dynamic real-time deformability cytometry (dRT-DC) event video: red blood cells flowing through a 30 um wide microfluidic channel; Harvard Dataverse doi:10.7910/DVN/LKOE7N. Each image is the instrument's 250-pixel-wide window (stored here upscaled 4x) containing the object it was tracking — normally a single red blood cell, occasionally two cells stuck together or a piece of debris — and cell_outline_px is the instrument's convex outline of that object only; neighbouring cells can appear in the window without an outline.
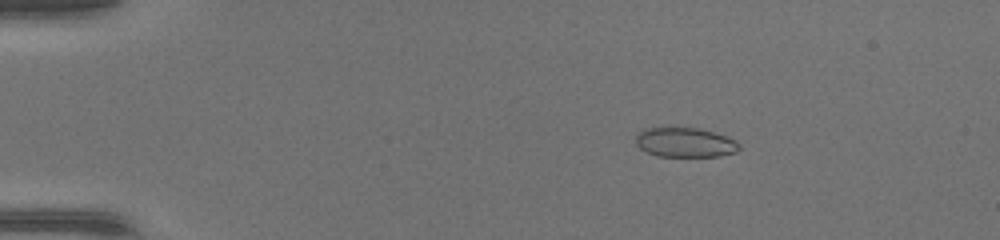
{"species": "common noctule bat (a hibernating species)", "species_latin": "Nyctalus noctula", "temperature_condition": "warm", "stored_images_in_passage": 48, "camera_frame_rate_fps": 3000, "um_per_image_px": 0.085, "animal": {"sex": "female", "body_mass_g": 17.0, "forearm_length_mm": 48.0}, "frame": {"image": 1, "passage_image": 9, "time_ms": 2.667, "image_size_px": [1000, 240], "cell_outline_px": [[740, 148], [736, 152], [720, 156], [656, 156], [640, 148], [636, 144], [636, 136], [644, 128], [696, 128], [712, 132], [736, 140], [740, 144]], "centroid_in_image_um": [58.24, 12.11], "position_along_channel_um": 26.8, "area_um2": 17.63}}
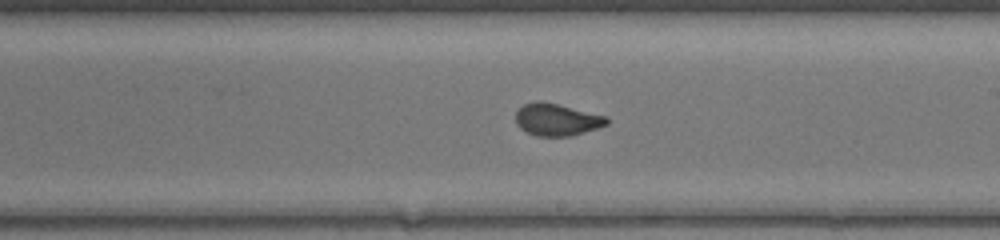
{"frame": {"image": 2, "passage_image": 29, "time_ms": 9.333, "image_size_px": [1000, 240], "cell_outline_px": [[608, 124], [572, 136], [536, 136], [520, 128], [516, 124], [516, 112], [524, 104], [536, 100], [540, 100], [608, 116]], "centroid_in_image_um": [47.32, 10.16], "position_along_channel_um": 241.7, "area_um2": 17.05}}
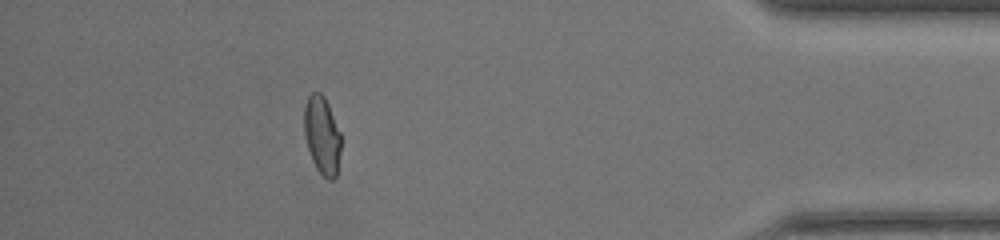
{"frame": {"image": 3, "passage_image": 43, "time_ms": 14.0, "image_size_px": [1000, 240], "cell_outline_px": [[340, 152], [336, 176], [332, 180], [328, 180], [316, 168], [312, 160], [304, 136], [304, 104], [308, 96], [312, 92], [320, 92], [324, 96], [328, 104], [340, 132]], "centroid_in_image_um": [27.36, 11.48], "position_along_channel_um": 407.8, "area_um2": 16.7}}